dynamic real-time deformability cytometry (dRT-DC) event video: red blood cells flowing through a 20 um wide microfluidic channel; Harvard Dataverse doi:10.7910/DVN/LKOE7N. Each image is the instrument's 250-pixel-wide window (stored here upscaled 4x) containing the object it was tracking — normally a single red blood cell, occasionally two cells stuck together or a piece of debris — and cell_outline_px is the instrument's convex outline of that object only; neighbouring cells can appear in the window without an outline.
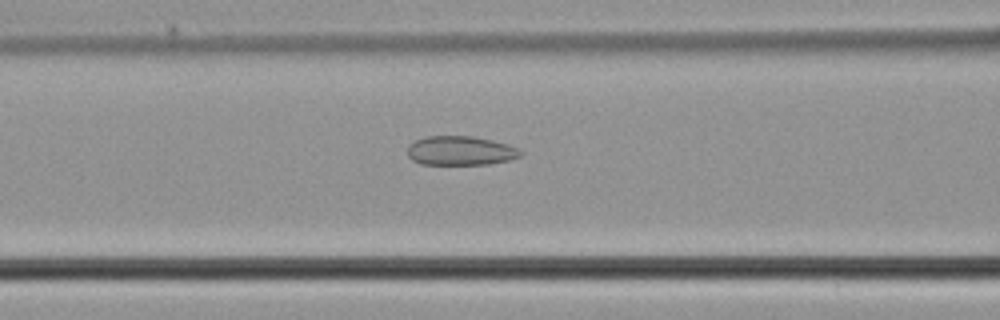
{"species": "common noctule bat (a hibernating species)", "species_latin": "Nyctalus noctula", "temperature_condition": "cold", "stored_images_in_passage": 37, "camera_frame_rate_fps": 3000, "um_per_image_px": 0.085, "animal": {"sex": "male", "body_mass_g": 21.5, "forearm_length_mm": 52.0}, "frame": {"image": 1, "passage_image": 8, "time_ms": 2.333, "image_size_px": [1000, 320], "cell_outline_px": [[524, 152], [520, 156], [508, 160], [488, 164], [420, 164], [412, 160], [408, 156], [408, 144], [424, 136], [472, 136], [492, 140], [508, 144], [520, 148]], "centroid_in_image_um": [39.14, 12.8], "position_along_channel_um": 127.5, "area_um2": 19.36}}
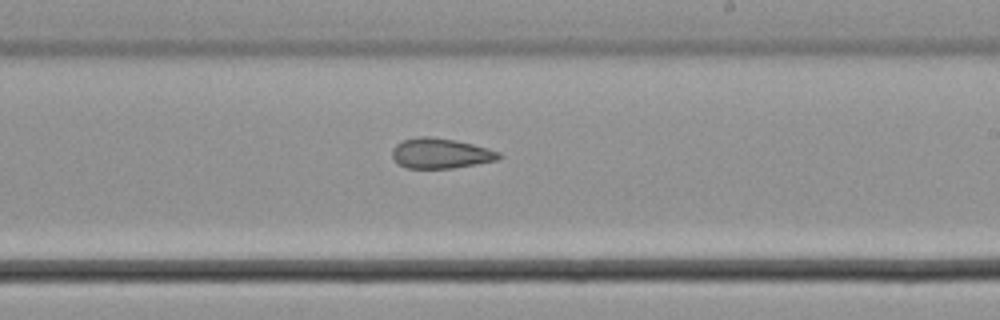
{"frame": {"image": 2, "passage_image": 17, "time_ms": 5.333, "image_size_px": [1000, 320], "cell_outline_px": [[504, 156], [500, 160], [452, 168], [408, 168], [400, 164], [392, 156], [392, 148], [396, 144], [404, 140], [416, 136], [428, 136], [456, 140], [488, 148], [500, 152]], "centroid_in_image_um": [37.49, 13.03], "position_along_channel_um": 251.5, "area_um2": 18.84}}
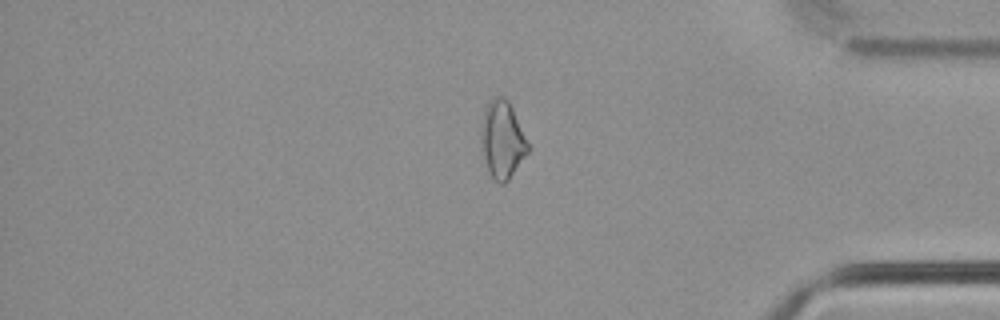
{"frame": {"image": 3, "passage_image": 29, "time_ms": 9.333, "image_size_px": [1000, 320], "cell_outline_px": [[528, 152], [508, 180], [504, 184], [500, 184], [488, 172], [484, 156], [484, 108], [488, 100], [496, 96], [504, 96], [508, 100], [512, 108], [528, 144]], "centroid_in_image_um": [42.72, 11.86], "position_along_channel_um": 392.5, "area_um2": 20.11}}